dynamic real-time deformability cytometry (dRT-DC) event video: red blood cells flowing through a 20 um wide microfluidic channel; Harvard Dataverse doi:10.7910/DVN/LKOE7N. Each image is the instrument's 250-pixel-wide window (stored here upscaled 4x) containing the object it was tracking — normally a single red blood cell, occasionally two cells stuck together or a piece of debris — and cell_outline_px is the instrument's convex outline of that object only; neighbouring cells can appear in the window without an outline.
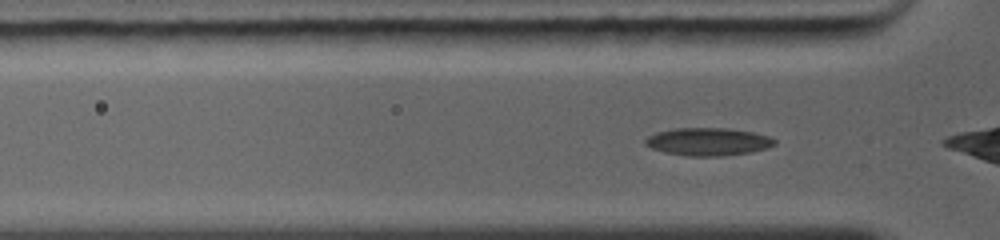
{"species": "common noctule bat (a hibernating species)", "species_latin": "Nyctalus noctula", "temperature_condition": "warm", "stored_images_in_passage": 51, "camera_frame_rate_fps": 5000, "um_per_image_px": 0.085, "animal": {"sex": "female", "body_mass_g": 19.0, "forearm_length_mm": 56.7}, "frame": {"image": 1, "passage_image": 4, "time_ms": 0.6, "image_size_px": [1000, 240], "cell_outline_px": [[776, 144], [768, 148], [752, 152], [724, 156], [684, 156], [664, 152], [652, 148], [644, 144], [644, 140], [648, 136], [656, 132], [672, 128], [728, 128], [752, 132], [768, 136], [776, 140]], "centroid_in_image_um": [60.18, 12.05], "position_along_channel_um": 65.6, "area_um2": 21.15}}
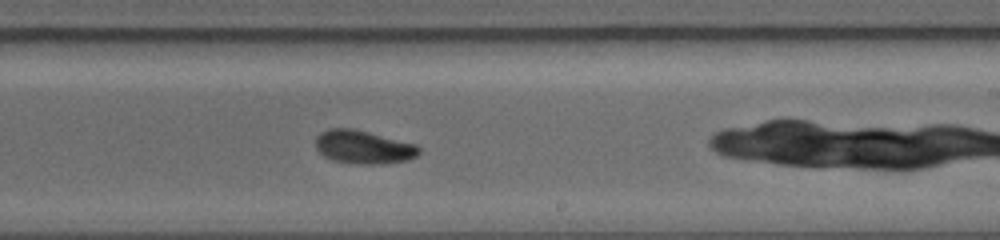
{"frame": {"image": 2, "passage_image": 25, "time_ms": 5.0, "image_size_px": [1000, 240], "cell_outline_px": [[420, 152], [416, 156], [408, 160], [376, 164], [352, 164], [332, 160], [324, 156], [316, 148], [316, 136], [320, 132], [328, 128], [352, 128], [416, 144], [420, 148]], "centroid_in_image_um": [30.87, 12.5], "position_along_channel_um": 258.1, "area_um2": 20.11}}
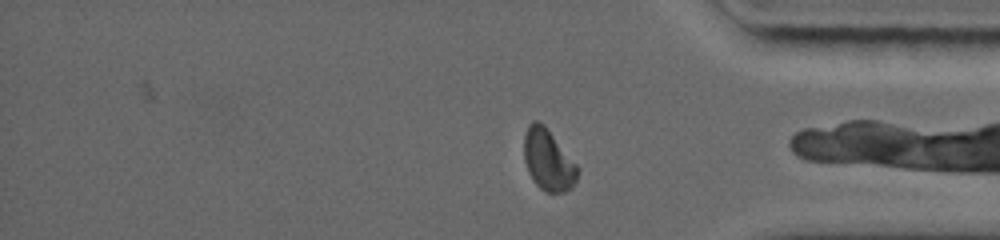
{"frame": {"image": 3, "passage_image": 44, "time_ms": 8.2, "image_size_px": [1000, 240], "cell_outline_px": [[580, 172], [572, 188], [564, 192], [548, 192], [540, 188], [532, 180], [528, 172], [524, 160], [524, 136], [528, 124], [532, 120], [540, 120], [544, 124], [580, 168]], "centroid_in_image_um": [46.6, 13.59], "position_along_channel_um": 388.6, "area_um2": 19.36}, "authors_computed_cell_mechanics": {"area_um2": 19.8832, "velocity_mm_per_s": 4.3732, "shape_relaxation_time_tau1_ms": 10.312, "shape_relaxation_time_tau2_ms": 2.6469, "deformation_change_tau1": 0.2678, "deformation_change_tau2": 0.0624}}